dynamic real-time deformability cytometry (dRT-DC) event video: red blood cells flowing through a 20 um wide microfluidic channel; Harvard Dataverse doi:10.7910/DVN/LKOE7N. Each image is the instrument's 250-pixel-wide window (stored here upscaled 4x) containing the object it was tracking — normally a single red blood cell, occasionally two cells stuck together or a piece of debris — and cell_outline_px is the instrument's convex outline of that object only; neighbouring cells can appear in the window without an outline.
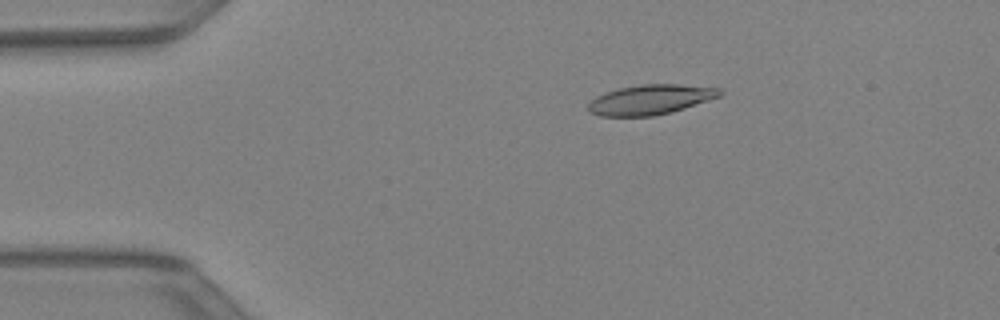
{"species": "Egyptian fruit bat (a non-hibernating species)", "species_latin": "Rousettus aegyptiacus", "temperature_condition": "warm", "stored_images_in_passage": 43, "camera_frame_rate_fps": 3000, "um_per_image_px": 0.085, "animal": {"sex": "female"}, "frame": {"image": 1, "passage_image": 8, "time_ms": 2.333, "image_size_px": [1000, 320], "cell_outline_px": [[724, 92], [720, 96], [672, 112], [652, 116], [600, 116], [588, 112], [588, 104], [596, 96], [620, 88], [640, 84], [680, 84], [720, 88]], "centroid_in_image_um": [55.29, 8.46], "position_along_channel_um": 29.7, "area_um2": 22.83}}
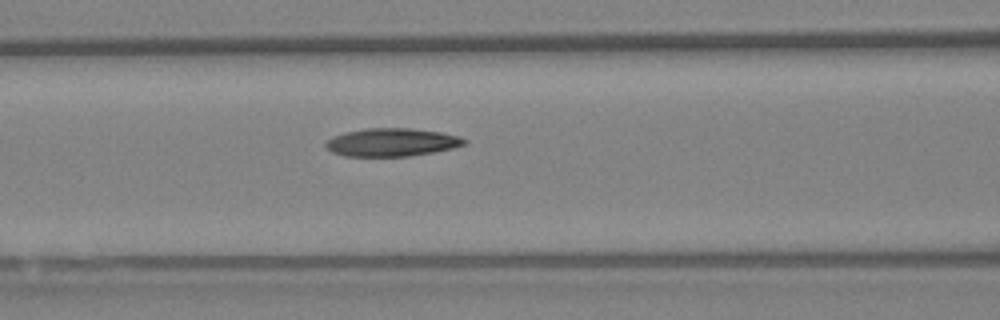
{"frame": {"image": 2, "passage_image": 18, "time_ms": 5.667, "image_size_px": [1000, 320], "cell_outline_px": [[468, 140], [464, 144], [452, 148], [432, 152], [408, 156], [344, 156], [332, 152], [324, 144], [332, 136], [344, 132], [364, 128], [408, 128], [440, 132], [460, 136]], "centroid_in_image_um": [33.27, 12.09], "position_along_channel_um": 133.3, "area_um2": 22.6}}
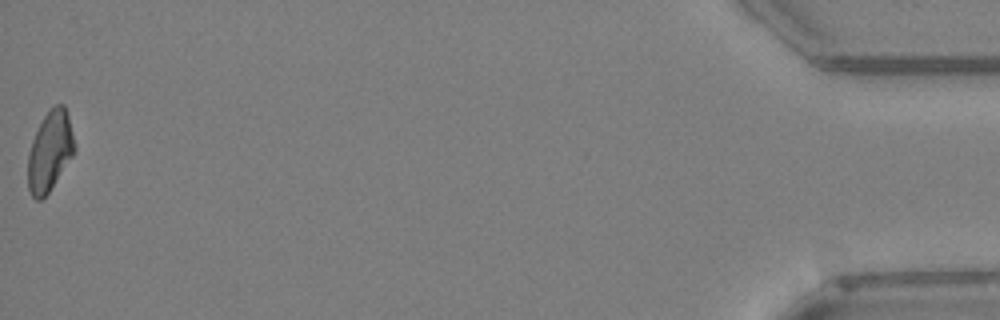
{"frame": {"image": 3, "passage_image": 43, "time_ms": 14.0, "image_size_px": [1000, 320], "cell_outline_px": [[76, 152], [48, 192], [40, 200], [36, 200], [32, 196], [28, 188], [28, 156], [32, 140], [48, 108], [56, 104], [64, 104], [68, 116], [76, 148]], "centroid_in_image_um": [4.25, 12.84], "position_along_channel_um": 430.9, "area_um2": 21.62}}